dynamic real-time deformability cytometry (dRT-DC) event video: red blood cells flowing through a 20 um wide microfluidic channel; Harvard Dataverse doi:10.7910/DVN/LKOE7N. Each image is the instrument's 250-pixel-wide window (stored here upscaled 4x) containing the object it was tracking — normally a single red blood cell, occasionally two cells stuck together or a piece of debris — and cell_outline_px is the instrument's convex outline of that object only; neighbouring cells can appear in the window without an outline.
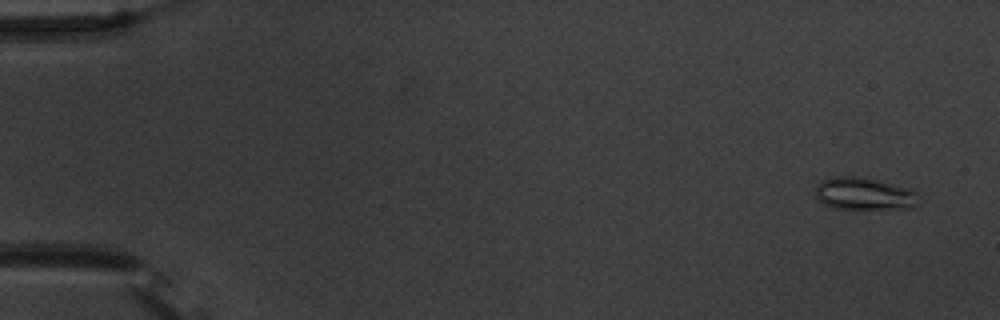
{"species": "common noctule bat (a hibernating species)", "species_latin": "Nyctalus noctula", "temperature_condition": "warm", "stored_images_in_passage": 54, "camera_frame_rate_fps": 3000, "um_per_image_px": 0.085, "animal": {"sex": "male", "body_mass_g": 20.1, "forearm_length_mm": 53.5}, "frame": {"image": 1, "passage_image": 2, "time_ms": 0.333, "image_size_px": [1000, 320], "cell_outline_px": [[920, 204], [912, 208], [836, 208], [824, 204], [816, 196], [816, 188], [820, 180], [832, 176], [856, 176], [876, 180], [912, 188], [916, 192], [920, 200]], "centroid_in_image_um": [73.5, 16.46], "position_along_channel_um": 11.5, "area_um2": 19.54}}
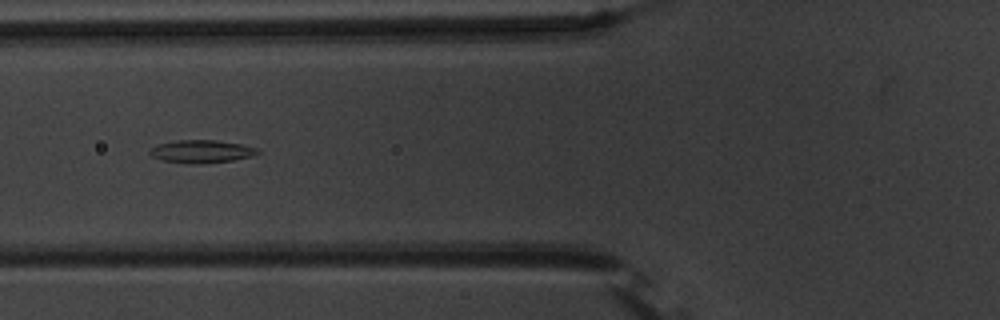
{"frame": {"image": 2, "passage_image": 21, "time_ms": 6.667, "image_size_px": [1000, 320], "cell_outline_px": [[260, 152], [252, 156], [232, 160], [208, 164], [192, 164], [160, 160], [152, 156], [148, 152], [148, 148], [156, 144], [176, 140], [216, 140], [240, 144], [256, 148]], "centroid_in_image_um": [17.05, 12.88], "position_along_channel_um": 108.7, "area_um2": 14.57}}
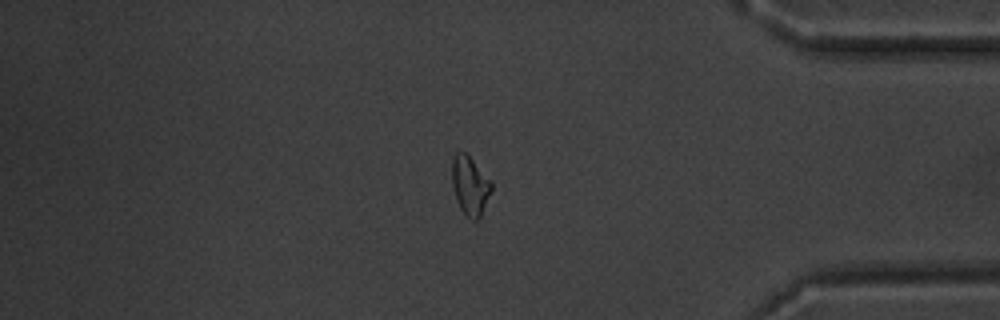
{"frame": {"image": 3, "passage_image": 46, "time_ms": 15.0, "image_size_px": [1000, 320], "cell_outline_px": [[492, 192], [480, 220], [472, 220], [460, 208], [456, 200], [452, 184], [452, 156], [456, 152], [464, 152], [472, 160], [492, 184]], "centroid_in_image_um": [39.95, 15.82], "position_along_channel_um": 395.3, "area_um2": 13.47}, "authors_computed_cell_mechanics": {"area_um2": 13.872, "velocity_mm_per_s": 3.7299, "shape_relaxation_time_tau1_ms": 7.0867, "shape_relaxation_time_tau2_ms": 4.436, "deformation_change_tau1": 0.1932, "deformation_change_tau2": 0.1158}}